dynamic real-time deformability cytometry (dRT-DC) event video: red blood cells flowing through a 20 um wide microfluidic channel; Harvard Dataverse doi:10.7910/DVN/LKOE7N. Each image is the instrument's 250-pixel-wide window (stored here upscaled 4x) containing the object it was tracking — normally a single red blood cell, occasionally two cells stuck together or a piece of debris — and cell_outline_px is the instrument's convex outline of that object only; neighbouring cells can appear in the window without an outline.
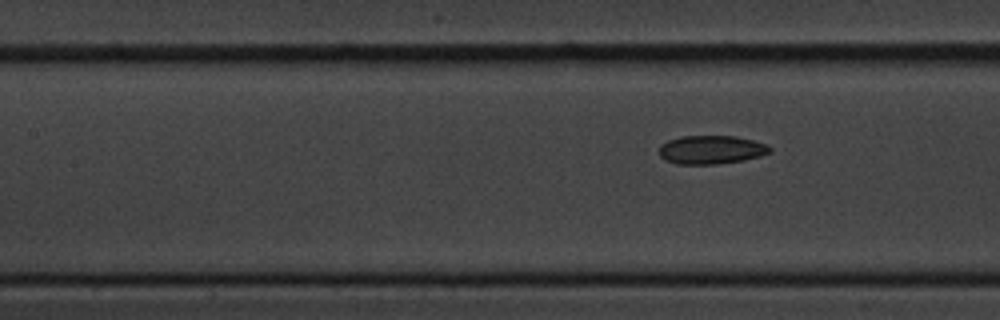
{"species": "common noctule bat (a hibernating species)", "species_latin": "Nyctalus noctula", "temperature_condition": "cold", "stored_images_in_passage": 4, "segment_of_instrument_passage": [2, 2], "camera_frame_rate_fps": 3000, "um_per_image_px": 0.085, "animal": {"sex": "male", "body_mass_g": 20.1, "forearm_length_mm": 53.5}, "frame": {"image": 1, "passage_image": 4, "time_ms": 4.333, "image_size_px": [1000, 320], "cell_outline_px": [[772, 152], [760, 156], [744, 160], [716, 164], [676, 164], [660, 156], [660, 144], [668, 140], [680, 136], [736, 136], [768, 144], [772, 148]], "centroid_in_image_um": [60.49, 12.72], "position_along_channel_um": 146.9, "area_um2": 18.5}}